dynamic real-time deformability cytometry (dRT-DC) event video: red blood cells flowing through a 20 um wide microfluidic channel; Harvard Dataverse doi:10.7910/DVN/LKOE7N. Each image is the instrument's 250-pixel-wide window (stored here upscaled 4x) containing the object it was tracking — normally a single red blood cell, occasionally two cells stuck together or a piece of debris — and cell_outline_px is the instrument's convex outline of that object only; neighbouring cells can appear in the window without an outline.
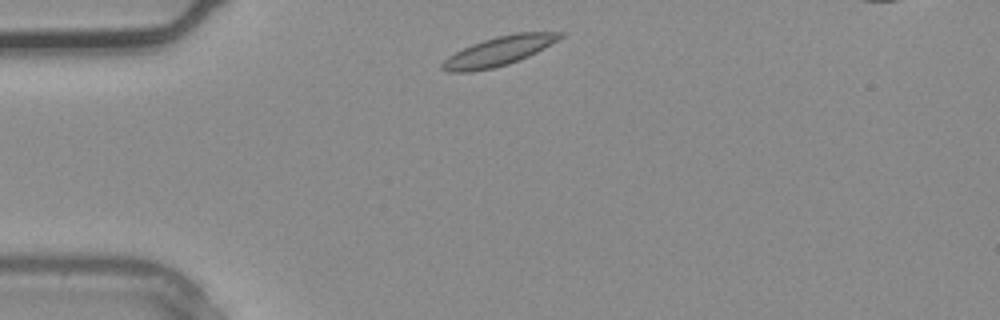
{"species": "common noctule bat (a hibernating species)", "species_latin": "Nyctalus noctula", "temperature_condition": "warm", "stored_images_in_passage": 2, "camera_frame_rate_fps": 3000, "um_per_image_px": 0.085, "animal": {"sex": "male", "body_mass_g": 20.4}, "frame": {"image": 1, "passage_image": 1, "time_ms": 0.0, "image_size_px": [1000, 320], "cell_outline_px": [[568, 32], [564, 36], [544, 48], [528, 56], [508, 64], [492, 68], [472, 72], [448, 72], [440, 68], [440, 64], [448, 56], [472, 44], [484, 40], [516, 32]], "centroid_in_image_um": [42.39, 4.35], "position_along_channel_um": 42.6, "area_um2": 19.88}}